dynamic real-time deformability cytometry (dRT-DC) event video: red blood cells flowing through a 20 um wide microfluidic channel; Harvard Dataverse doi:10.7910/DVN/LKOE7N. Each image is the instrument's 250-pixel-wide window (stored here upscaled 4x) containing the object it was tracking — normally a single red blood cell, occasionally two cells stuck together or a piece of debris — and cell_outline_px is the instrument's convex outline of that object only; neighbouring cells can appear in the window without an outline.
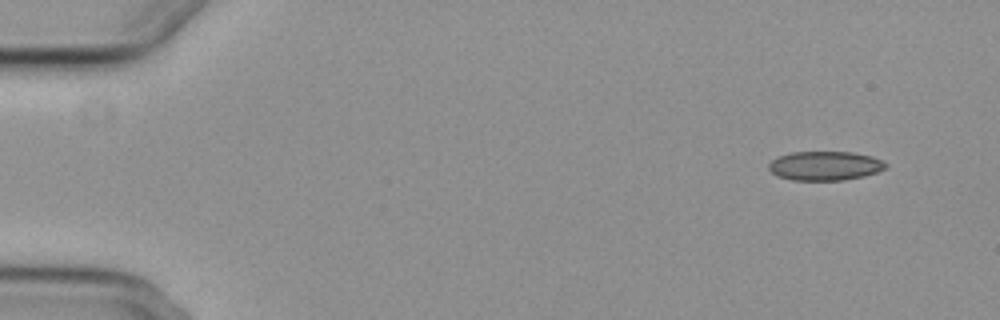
{"species": "common noctule bat (a hibernating species)", "species_latin": "Nyctalus noctula", "temperature_condition": "cold", "stored_images_in_passage": 4, "camera_frame_rate_fps": 3000, "um_per_image_px": 0.085, "animal": {"sex": "female", "body_mass_g": 29.2, "forearm_length_mm": 56.3}, "frame": {"image": 1, "passage_image": 1, "time_ms": 0.0, "image_size_px": [1000, 320], "cell_outline_px": [[888, 164], [884, 168], [876, 172], [864, 176], [844, 180], [792, 180], [780, 176], [772, 172], [768, 168], [768, 164], [776, 156], [792, 152], [852, 152], [872, 156], [884, 160]], "centroid_in_image_um": [70.13, 14.08], "position_along_channel_um": 14.9, "area_um2": 19.88}}
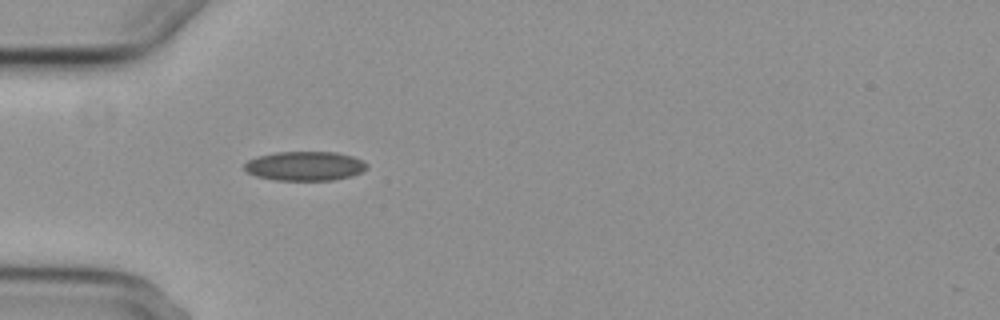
{"frame": {"image": 2, "passage_image": 4, "time_ms": 4.333, "image_size_px": [1000, 320], "cell_outline_px": [[368, 168], [364, 172], [352, 176], [332, 180], [276, 180], [256, 176], [248, 172], [244, 168], [244, 164], [248, 160], [260, 156], [276, 152], [336, 152], [352, 156], [368, 164]], "centroid_in_image_um": [25.95, 14.11], "position_along_channel_um": 59.0, "area_um2": 20.87}}